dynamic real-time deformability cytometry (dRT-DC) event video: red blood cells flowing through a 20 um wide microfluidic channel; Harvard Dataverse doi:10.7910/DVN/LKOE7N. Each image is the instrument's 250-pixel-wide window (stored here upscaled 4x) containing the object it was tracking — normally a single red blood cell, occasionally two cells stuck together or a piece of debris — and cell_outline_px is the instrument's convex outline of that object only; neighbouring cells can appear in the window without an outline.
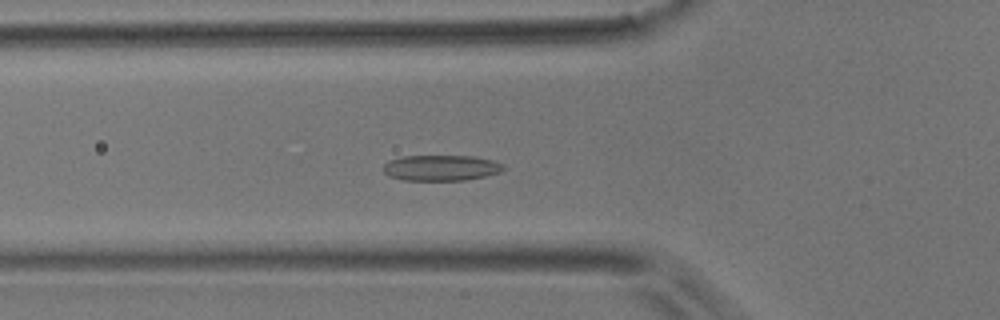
{"species": "common noctule bat (a hibernating species)", "species_latin": "Nyctalus noctula", "temperature_condition": "room temperature", "stored_images_in_passage": 50, "camera_frame_rate_fps": 3000, "um_per_image_px": 0.085, "animal": {"sex": "male", "body_mass_g": 17.9}, "frame": {"image": 1, "passage_image": 16, "time_ms": 5.0, "image_size_px": [1000, 320], "cell_outline_px": [[504, 168], [500, 172], [484, 176], [464, 180], [404, 180], [388, 176], [380, 168], [388, 160], [400, 156], [476, 156], [492, 160], [504, 164]], "centroid_in_image_um": [37.44, 14.26], "position_along_channel_um": 88.4, "area_um2": 18.15}}
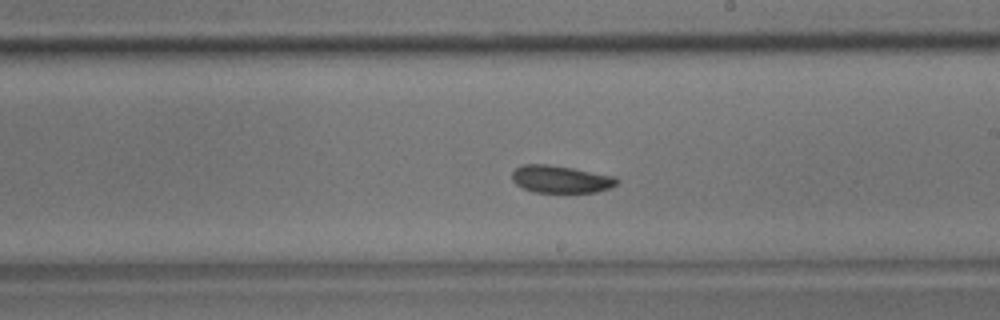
{"frame": {"image": 2, "passage_image": 28, "time_ms": 9.0, "image_size_px": [1000, 320], "cell_outline_px": [[620, 180], [616, 184], [608, 188], [596, 192], [532, 192], [516, 184], [512, 180], [512, 172], [520, 164], [548, 164], [572, 168], [616, 176]], "centroid_in_image_um": [47.65, 15.22], "position_along_channel_um": 241.4, "area_um2": 16.76}}
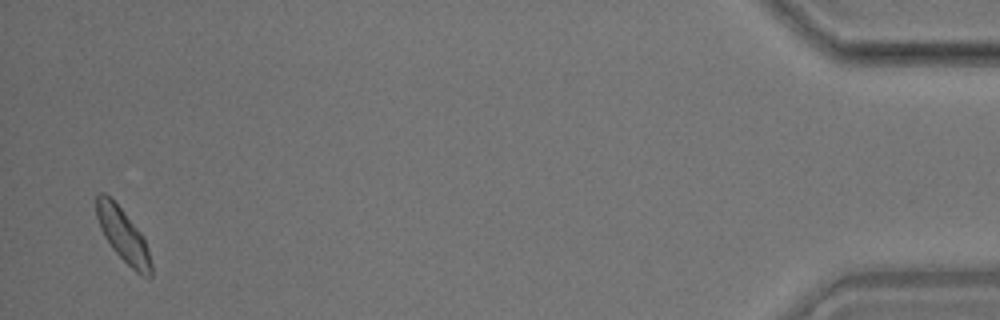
{"frame": {"image": 3, "passage_image": 49, "time_ms": 16.0, "image_size_px": [1000, 320], "cell_outline_px": [[152, 276], [148, 280], [136, 272], [112, 248], [104, 236], [100, 228], [96, 216], [96, 196], [100, 192], [104, 192], [120, 208], [144, 236], [148, 248], [152, 264]], "centroid_in_image_um": [10.49, 20.03], "position_along_channel_um": 424.7, "area_um2": 16.99}, "authors_computed_cell_mechanics": {"area_um2": 17.34, "velocity_mm_per_s": 3.8213, "shape_relaxation_time_tau1_ms": 2.7065, "shape_relaxation_time_tau2_ms": 3.5215, "deformation_change_tau1": 0.0795, "deformation_change_tau2": 0.0854}}